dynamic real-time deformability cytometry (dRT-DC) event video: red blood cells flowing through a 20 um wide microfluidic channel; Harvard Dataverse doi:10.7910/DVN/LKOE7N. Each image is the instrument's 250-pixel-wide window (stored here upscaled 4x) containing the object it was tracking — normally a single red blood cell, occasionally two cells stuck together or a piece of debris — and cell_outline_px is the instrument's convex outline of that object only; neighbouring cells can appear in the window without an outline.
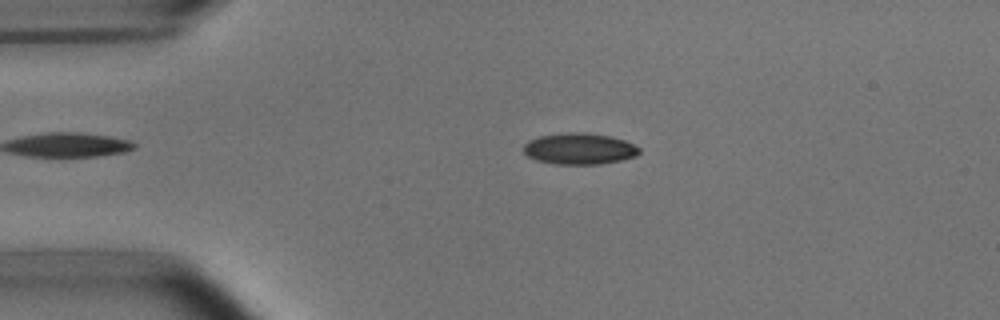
{"species": "common noctule bat (a hibernating species)", "species_latin": "Nyctalus noctula", "temperature_condition": "room temperature", "stored_images_in_passage": 53, "camera_frame_rate_fps": 3000, "um_per_image_px": 0.085, "animal": {"sex": "male", "body_mass_g": 15.6}, "frame": {"image": 1, "passage_image": 11, "time_ms": 3.333, "image_size_px": [1000, 320], "cell_outline_px": [[640, 152], [636, 156], [620, 160], [600, 164], [552, 164], [536, 160], [528, 156], [524, 152], [524, 144], [528, 140], [540, 136], [568, 132], [584, 132], [612, 136], [624, 140], [640, 148]], "centroid_in_image_um": [49.24, 12.64], "position_along_channel_um": 35.8, "area_um2": 21.15}}
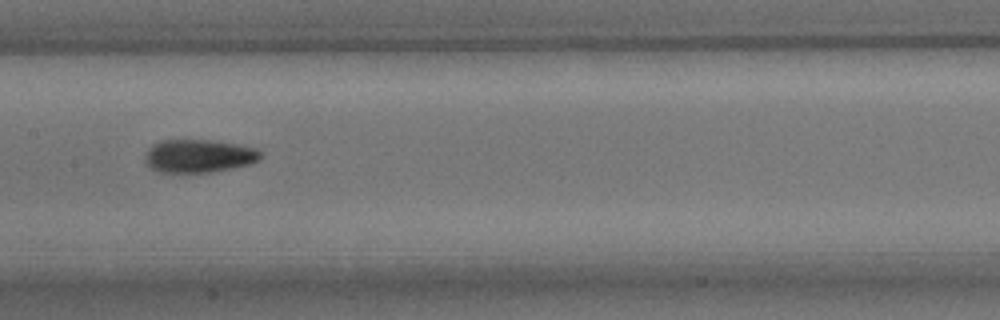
{"frame": {"image": 2, "passage_image": 26, "time_ms": 8.333, "image_size_px": [1000, 320], "cell_outline_px": [[260, 160], [248, 164], [212, 172], [160, 172], [152, 168], [144, 160], [144, 156], [148, 148], [152, 144], [160, 140], [212, 140], [236, 144], [256, 148], [260, 152]], "centroid_in_image_um": [16.86, 13.25], "position_along_channel_um": 190.5, "area_um2": 22.2}}
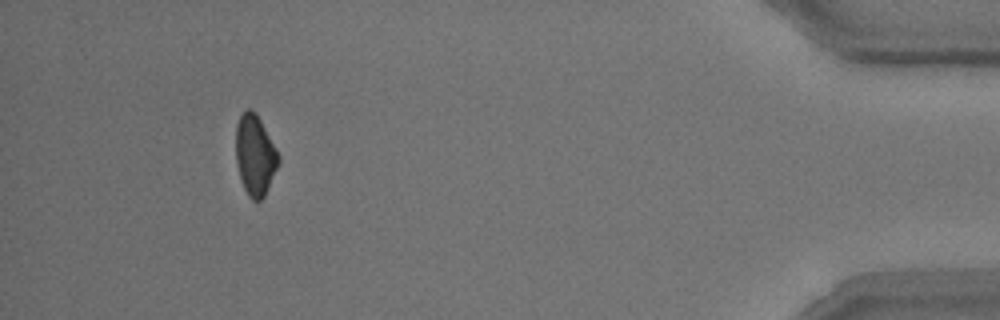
{"frame": {"image": 3, "passage_image": 49, "time_ms": 16.0, "image_size_px": [1000, 320], "cell_outline_px": [[280, 160], [268, 188], [264, 196], [260, 200], [252, 200], [248, 196], [240, 180], [236, 164], [236, 124], [240, 116], [248, 108], [252, 108], [256, 112], [276, 148], [280, 156]], "centroid_in_image_um": [21.67, 13.18], "position_along_channel_um": 413.5, "area_um2": 20.06}, "authors_computed_cell_mechanics": {"area_um2": 21.097, "velocity_mm_per_s": 3.7465, "shape_relaxation_time_tau1_ms": 3.8562, "shape_relaxation_time_tau2_ms": 2.933, "deformation_change_tau1": 0.129, "deformation_change_tau2": 0.0724}}